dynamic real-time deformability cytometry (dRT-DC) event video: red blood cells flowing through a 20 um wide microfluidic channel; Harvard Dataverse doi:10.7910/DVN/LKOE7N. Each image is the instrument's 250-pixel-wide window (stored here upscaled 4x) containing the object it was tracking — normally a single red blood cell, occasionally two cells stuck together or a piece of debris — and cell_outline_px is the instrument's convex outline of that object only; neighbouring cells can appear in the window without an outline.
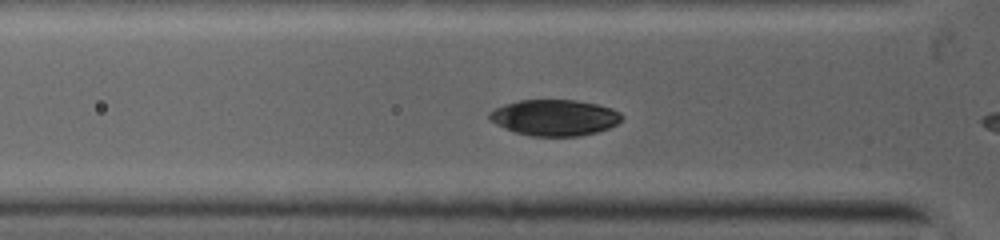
{"species": "common noctule bat (a hibernating species)", "species_latin": "Nyctalus noctula", "temperature_condition": "warm", "stored_images_in_passage": 5, "camera_frame_rate_fps": 5000, "um_per_image_px": 0.085, "animal": {"sex": "female", "body_mass_g": 19.0, "forearm_length_mm": 53.3}, "frame": {"image": 1, "passage_image": 4, "time_ms": 1.2, "image_size_px": [1000, 240], "cell_outline_px": [[624, 116], [616, 124], [608, 128], [596, 132], [580, 136], [532, 136], [516, 132], [504, 128], [488, 120], [488, 112], [496, 108], [520, 100], [572, 100], [596, 104], [612, 108], [620, 112]], "centroid_in_image_um": [47.13, 10.0], "position_along_channel_um": 78.7, "area_um2": 27.69}}